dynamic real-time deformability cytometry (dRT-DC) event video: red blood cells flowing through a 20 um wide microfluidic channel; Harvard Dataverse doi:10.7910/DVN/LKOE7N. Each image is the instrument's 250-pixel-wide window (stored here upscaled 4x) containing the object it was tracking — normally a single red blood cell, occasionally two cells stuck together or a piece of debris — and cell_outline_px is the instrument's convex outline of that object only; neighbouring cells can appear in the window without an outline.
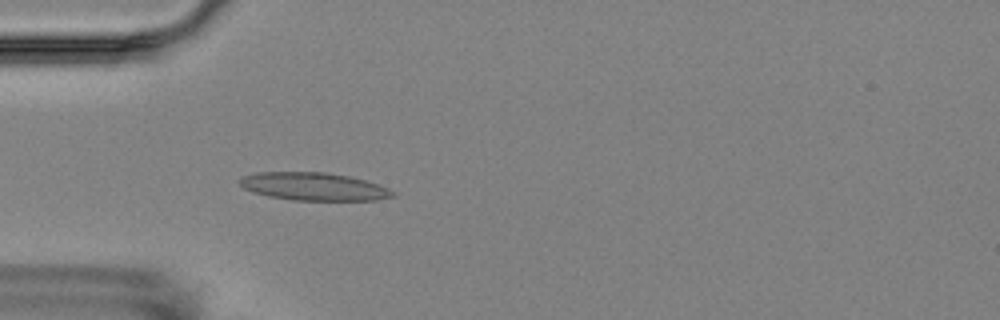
{"species": "Egyptian fruit bat (a non-hibernating species)", "species_latin": "Rousettus aegyptiacus", "temperature_condition": "room temperature", "stored_images_in_passage": 4, "camera_frame_rate_fps": 3000, "um_per_image_px": 0.085, "animal": {"sex": "female"}, "frame": {"image": 1, "passage_image": 4, "time_ms": 3.333, "image_size_px": [1000, 320], "cell_outline_px": [[396, 196], [376, 200], [292, 200], [268, 196], [252, 192], [244, 188], [236, 180], [240, 176], [256, 172], [324, 172], [348, 176], [364, 180], [388, 188], [396, 192]], "centroid_in_image_um": [26.62, 15.85], "position_along_channel_um": 58.4, "area_um2": 24.97}}